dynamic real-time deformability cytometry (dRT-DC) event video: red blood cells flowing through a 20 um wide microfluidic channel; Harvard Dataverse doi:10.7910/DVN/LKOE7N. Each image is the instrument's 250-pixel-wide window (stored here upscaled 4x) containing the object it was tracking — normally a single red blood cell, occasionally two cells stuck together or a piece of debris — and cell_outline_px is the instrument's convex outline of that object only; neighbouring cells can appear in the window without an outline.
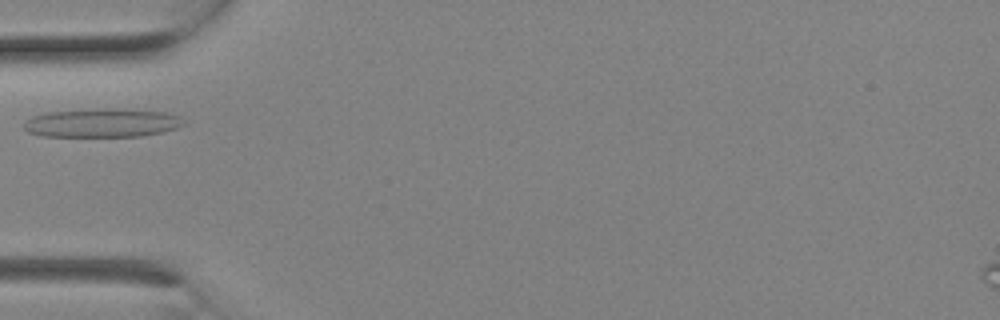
{"species": "Egyptian fruit bat (a non-hibernating species)", "species_latin": "Rousettus aegyptiacus", "temperature_condition": "room temperature", "stored_images_in_passage": 1, "camera_frame_rate_fps": 3000, "um_per_image_px": 0.085, "animal": {"sex": "female"}, "frame": {"image": 1, "passage_image": 1, "time_ms": 0.0, "image_size_px": [1000, 320], "cell_outline_px": [[184, 124], [176, 128], [160, 132], [140, 136], [44, 136], [28, 132], [24, 128], [24, 124], [32, 116], [44, 112], [96, 108], [124, 108], [168, 112], [180, 116]], "centroid_in_image_um": [8.69, 10.42], "position_along_channel_um": 76.3, "area_um2": 26.93}}